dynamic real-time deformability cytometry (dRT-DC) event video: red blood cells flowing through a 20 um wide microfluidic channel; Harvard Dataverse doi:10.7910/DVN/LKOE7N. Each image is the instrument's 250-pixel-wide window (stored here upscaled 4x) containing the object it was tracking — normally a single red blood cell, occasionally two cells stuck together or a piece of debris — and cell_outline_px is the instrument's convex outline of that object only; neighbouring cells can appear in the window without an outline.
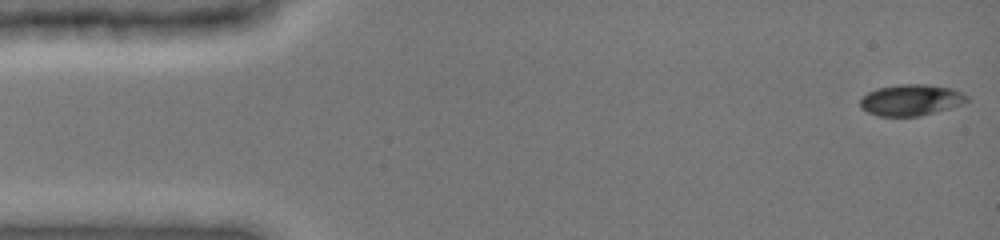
{"species": "common noctule bat (a hibernating species)", "species_latin": "Nyctalus noctula", "temperature_condition": "cold", "stored_images_in_passage": 48, "camera_frame_rate_fps": 3000, "um_per_image_px": 0.085, "animal": {"sex": "female", "body_mass_g": 19.0, "forearm_length_mm": 51.5}, "frame": {"image": 1, "passage_image": 1, "time_ms": 0.0, "image_size_px": [1000, 240], "cell_outline_px": [[968, 100], [960, 104], [936, 112], [920, 116], [880, 116], [868, 112], [860, 108], [860, 100], [868, 92], [876, 88], [896, 84], [928, 84], [952, 88], [964, 92], [968, 96]], "centroid_in_image_um": [77.43, 8.49], "position_along_channel_um": 7.6, "area_um2": 19.54}}
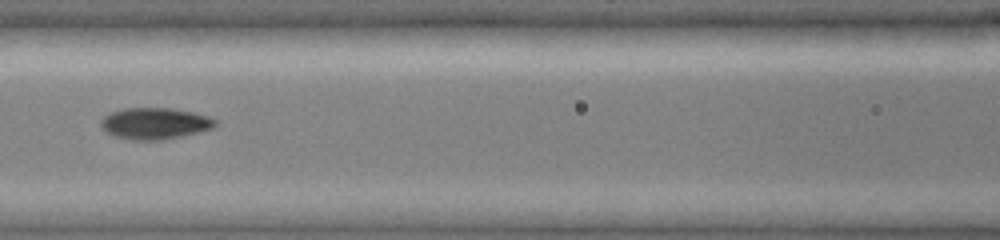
{"frame": {"image": 2, "passage_image": 21, "time_ms": 6.667, "image_size_px": [1000, 240], "cell_outline_px": [[216, 124], [212, 128], [180, 136], [160, 140], [132, 140], [116, 136], [108, 132], [100, 124], [100, 120], [104, 116], [112, 112], [124, 108], [172, 108], [192, 112], [208, 116], [216, 120]], "centroid_in_image_um": [13.15, 10.48], "position_along_channel_um": 153.5, "area_um2": 20.63}}
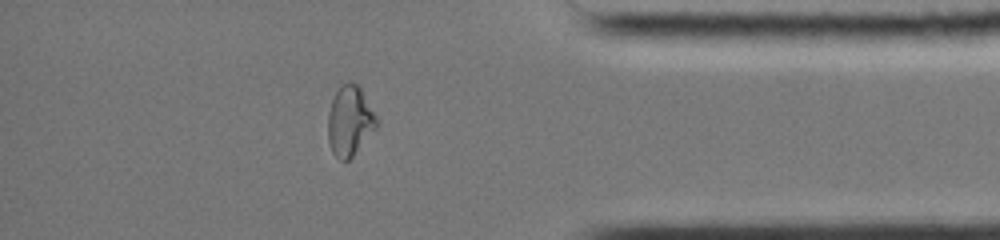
{"frame": {"image": 3, "passage_image": 41, "time_ms": 13.333, "image_size_px": [1000, 240], "cell_outline_px": [[380, 120], [376, 128], [352, 156], [348, 160], [340, 160], [332, 152], [328, 140], [328, 112], [332, 100], [336, 92], [348, 80], [360, 84]], "centroid_in_image_um": [29.77, 10.23], "position_along_channel_um": 405.4, "area_um2": 20.11}, "authors_computed_cell_mechanics": {"area_um2": 19.8543, "velocity_mm_per_s": 3.9822, "shape_relaxation_time_tau1_ms": 7.5285, "shape_relaxation_time_tau2_ms": 1.9672, "deformation_change_tau1": 0.22, "deformation_change_tau2": 0.0341}}